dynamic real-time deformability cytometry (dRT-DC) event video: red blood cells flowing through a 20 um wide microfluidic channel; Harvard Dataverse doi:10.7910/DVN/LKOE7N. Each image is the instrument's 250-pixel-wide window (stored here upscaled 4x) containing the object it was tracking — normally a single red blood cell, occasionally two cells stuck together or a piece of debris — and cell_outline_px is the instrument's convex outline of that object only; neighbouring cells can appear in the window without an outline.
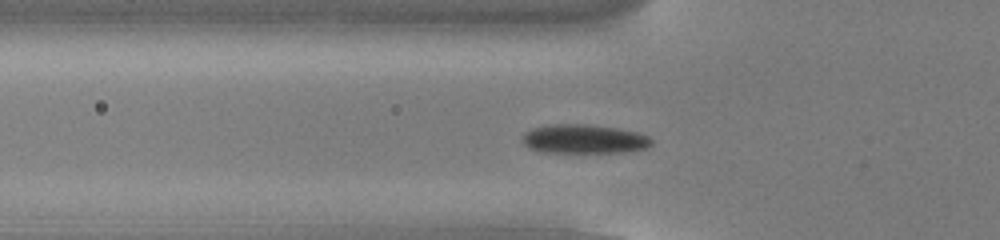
{"species": "common noctule bat (a hibernating species)", "species_latin": "Nyctalus noctula", "temperature_condition": "cold", "stored_images_in_passage": 49, "camera_frame_rate_fps": 3000, "um_per_image_px": 0.085, "animal": {"sex": "male", "body_mass_g": 13.0, "forearm_length_mm": 53.1}, "frame": {"image": 1, "passage_image": 14, "time_ms": 4.333, "image_size_px": [1000, 240], "cell_outline_px": [[652, 144], [648, 148], [624, 152], [540, 152], [528, 148], [524, 144], [524, 132], [532, 128], [556, 124], [584, 124], [616, 128], [636, 132], [648, 136], [652, 140]], "centroid_in_image_um": [49.65, 11.82], "position_along_channel_um": 76.2, "area_um2": 21.73}}
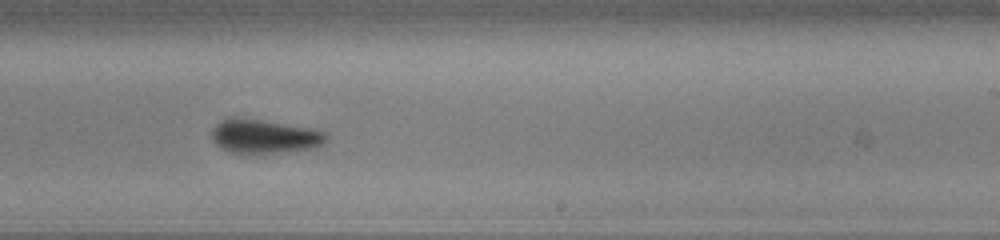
{"frame": {"image": 2, "passage_image": 29, "time_ms": 9.333, "image_size_px": [1000, 240], "cell_outline_px": [[328, 136], [324, 144], [316, 148], [276, 152], [228, 152], [220, 148], [212, 140], [212, 128], [220, 120], [228, 116], [260, 120], [308, 128], [324, 132]], "centroid_in_image_um": [22.42, 11.58], "position_along_channel_um": 266.6, "area_um2": 22.37}}
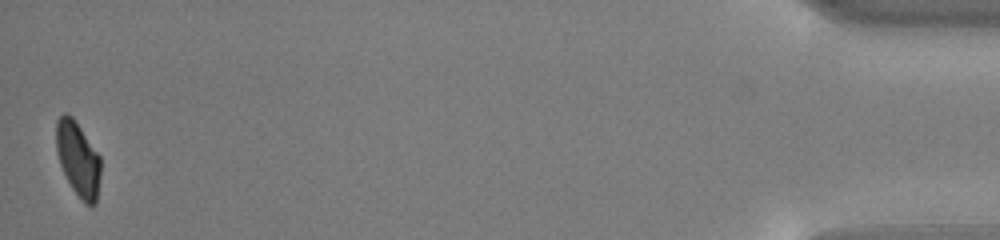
{"frame": {"image": 3, "passage_image": 49, "time_ms": 16.0, "image_size_px": [1000, 240], "cell_outline_px": [[100, 176], [96, 204], [92, 208], [84, 204], [72, 188], [60, 164], [56, 152], [56, 120], [64, 112], [68, 112], [72, 116], [100, 156]], "centroid_in_image_um": [6.63, 13.53], "position_along_channel_um": 428.6, "area_um2": 19.42}, "authors_computed_cell_mechanics": {"area_um2": 21.5594, "velocity_mm_per_s": 3.8094, "shape_relaxation_time_tau1_ms": 2.2033, "shape_relaxation_time_tau2_ms": 7.9874, "deformation_change_tau1": 0.0905, "deformation_change_tau2": 0.0923}}